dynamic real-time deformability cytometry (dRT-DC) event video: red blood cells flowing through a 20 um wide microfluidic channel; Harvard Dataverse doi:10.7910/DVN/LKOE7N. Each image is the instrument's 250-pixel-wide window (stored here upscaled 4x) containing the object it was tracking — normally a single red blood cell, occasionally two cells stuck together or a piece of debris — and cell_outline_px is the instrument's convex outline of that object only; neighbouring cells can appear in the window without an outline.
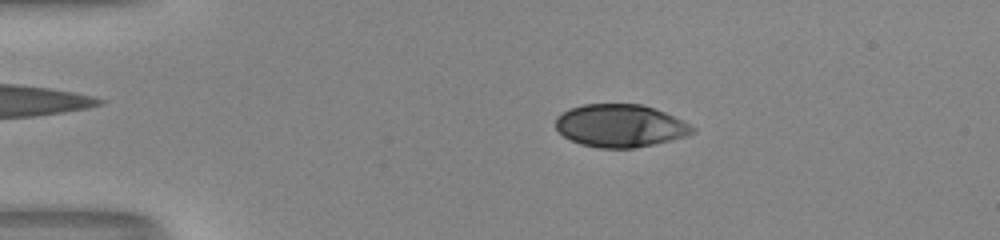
{"species": "human", "species_latin": "Homo sapiens", "temperature_condition": "room temperature", "stored_images_in_passage": 52, "camera_frame_rate_fps": 3000, "um_per_image_px": 0.085, "donor": {"sex": "male"}, "frame": {"image": 1, "passage_image": 11, "time_ms": 3.333, "image_size_px": [1000, 240], "cell_outline_px": [[696, 132], [684, 136], [652, 144], [632, 148], [600, 148], [580, 144], [564, 136], [556, 128], [556, 116], [568, 108], [584, 104], [644, 104], [664, 112], [696, 128]], "centroid_in_image_um": [52.68, 10.67], "position_along_channel_um": 32.3, "area_um2": 33.81}}
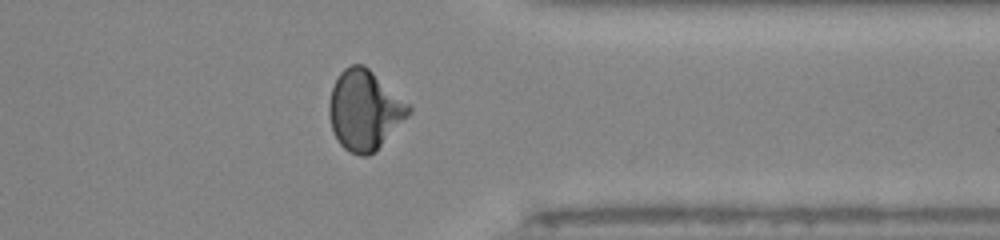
{"frame": {"image": 2, "passage_image": 42, "time_ms": 13.667, "image_size_px": [1000, 240], "cell_outline_px": [[412, 112], [376, 152], [368, 156], [360, 156], [348, 152], [340, 144], [332, 132], [328, 116], [328, 104], [332, 88], [340, 72], [344, 68], [352, 64], [364, 64], [408, 104], [412, 108]], "centroid_in_image_um": [30.96, 9.4], "position_along_channel_um": 380.4, "area_um2": 37.17}}
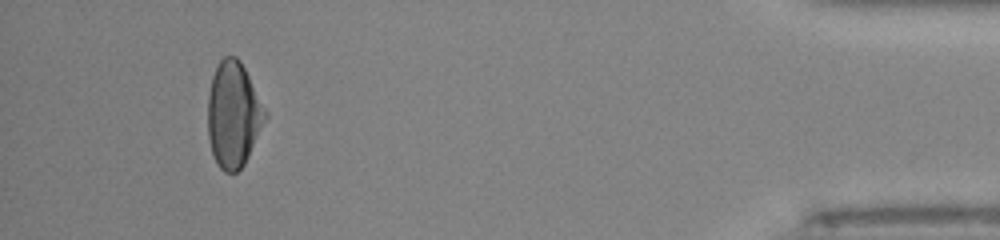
{"frame": {"image": 3, "passage_image": 49, "time_ms": 16.0, "image_size_px": [1000, 240], "cell_outline_px": [[268, 116], [244, 164], [236, 172], [224, 172], [216, 164], [208, 140], [208, 96], [212, 76], [220, 60], [224, 56], [236, 56], [240, 60], [268, 112]], "centroid_in_image_um": [19.84, 9.74], "position_along_channel_um": 415.4, "area_um2": 35.37}, "authors_computed_cell_mechanics": {"area_um2": 35.0268, "velocity_mm_per_s": 4.0222, "shape_relaxation_time_tau1_ms": 6.2166, "shape_relaxation_time_tau2_ms": 0.8476, "deformation_change_tau1": 0.2358, "deformation_change_tau2": 0.0446}}